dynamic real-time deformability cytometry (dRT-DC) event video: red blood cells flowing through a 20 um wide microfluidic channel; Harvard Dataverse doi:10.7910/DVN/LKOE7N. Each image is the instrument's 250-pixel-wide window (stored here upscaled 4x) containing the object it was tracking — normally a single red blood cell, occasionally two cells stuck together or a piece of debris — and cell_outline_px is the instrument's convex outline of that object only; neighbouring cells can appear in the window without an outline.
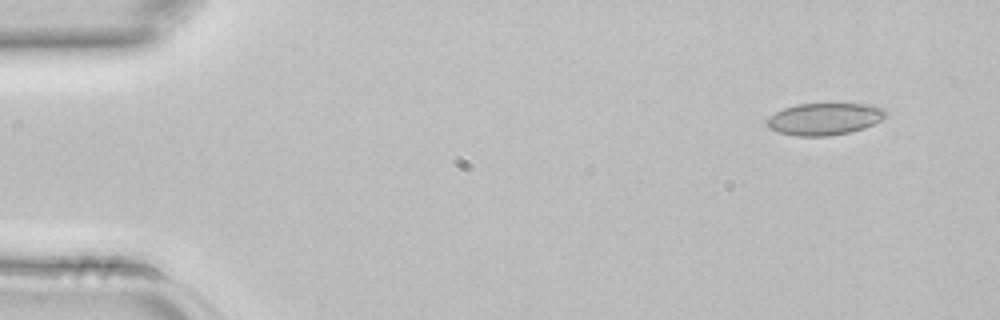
{"species": "common noctule bat (a hibernating species)", "species_latin": "Nyctalus noctula", "temperature_condition": "room temperature", "stored_images_in_passage": 3, "camera_frame_rate_fps": 3000, "um_per_image_px": 0.085, "animal": {"sex": "female", "body_mass_g": 22.7, "forearm_length_mm": 54.2}, "frame": {"image": 1, "passage_image": 1, "time_ms": 0.0, "image_size_px": [1000, 320], "cell_outline_px": [[888, 116], [864, 128], [848, 132], [828, 136], [796, 136], [780, 132], [768, 128], [764, 124], [764, 120], [768, 116], [784, 108], [796, 104], [876, 104], [884, 108], [888, 112]], "centroid_in_image_um": [70.07, 10.1], "position_along_channel_um": 14.9, "area_um2": 22.43}}